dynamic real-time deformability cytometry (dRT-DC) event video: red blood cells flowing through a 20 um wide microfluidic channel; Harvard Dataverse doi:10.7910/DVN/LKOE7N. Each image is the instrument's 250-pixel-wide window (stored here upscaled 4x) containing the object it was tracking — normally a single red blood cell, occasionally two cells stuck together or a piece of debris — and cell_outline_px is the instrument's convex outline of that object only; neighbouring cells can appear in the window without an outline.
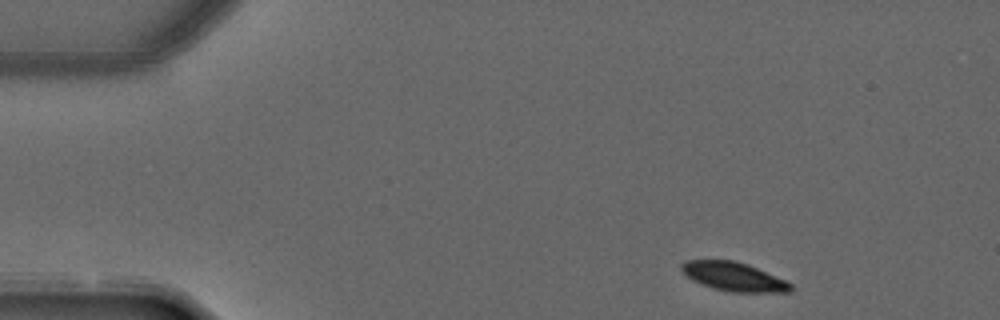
{"species": "common noctule bat (a hibernating species)", "species_latin": "Nyctalus noctula", "temperature_condition": "warm", "stored_images_in_passage": 4, "camera_frame_rate_fps": 3000, "um_per_image_px": 0.085, "animal": {"sex": "male", "forearm_length_mm": 52.5}, "frame": {"image": 1, "passage_image": 1, "time_ms": 0.0, "image_size_px": [1000, 320], "cell_outline_px": [[792, 292], [728, 292], [712, 288], [692, 280], [680, 268], [680, 264], [684, 260], [732, 260], [748, 264], [788, 280], [792, 284]], "centroid_in_image_um": [62.4, 23.51], "position_along_channel_um": 22.6, "area_um2": 18.55}}